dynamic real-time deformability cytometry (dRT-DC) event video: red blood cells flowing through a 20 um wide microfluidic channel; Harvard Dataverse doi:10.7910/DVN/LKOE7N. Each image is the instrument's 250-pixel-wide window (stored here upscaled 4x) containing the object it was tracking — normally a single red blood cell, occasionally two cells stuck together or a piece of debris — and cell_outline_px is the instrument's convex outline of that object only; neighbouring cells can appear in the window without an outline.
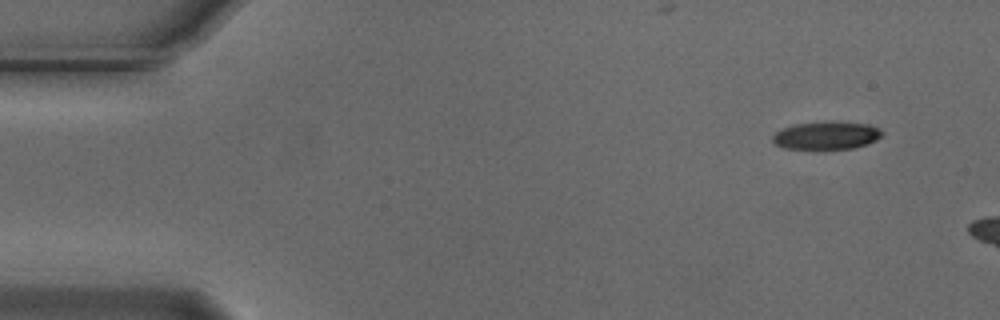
{"species": "Egyptian fruit bat (a non-hibernating species)", "species_latin": "Rousettus aegyptiacus", "temperature_condition": "cold", "stored_images_in_passage": 6, "camera_frame_rate_fps": 3000, "um_per_image_px": 0.085, "animal": {"sex": "male"}, "frame": {"image": 1, "passage_image": 1, "time_ms": 0.0, "image_size_px": [1000, 320], "cell_outline_px": [[884, 132], [876, 140], [868, 144], [852, 148], [812, 152], [784, 148], [776, 144], [772, 140], [772, 136], [776, 132], [784, 128], [796, 124], [868, 124]], "centroid_in_image_um": [70.18, 11.62], "position_along_channel_um": 14.8, "area_um2": 17.57}}